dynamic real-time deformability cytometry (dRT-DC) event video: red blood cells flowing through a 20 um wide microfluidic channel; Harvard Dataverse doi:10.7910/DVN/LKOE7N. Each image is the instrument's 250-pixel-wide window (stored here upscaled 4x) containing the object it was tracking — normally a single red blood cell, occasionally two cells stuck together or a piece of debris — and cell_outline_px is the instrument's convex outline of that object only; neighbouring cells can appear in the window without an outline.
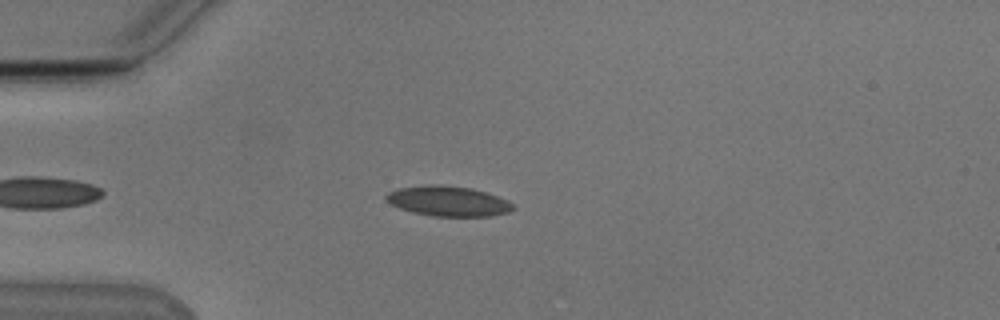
{"species": "Egyptian fruit bat (a non-hibernating species)", "species_latin": "Rousettus aegyptiacus", "temperature_condition": "cold", "stored_images_in_passage": 40, "camera_frame_rate_fps": 3000, "um_per_image_px": 0.085, "animal": {"sex": "male"}, "frame": {"image": 1, "passage_image": 4, "time_ms": 1.0, "image_size_px": [1000, 320], "cell_outline_px": [[516, 208], [508, 212], [492, 216], [432, 216], [412, 212], [400, 208], [384, 200], [384, 196], [388, 192], [400, 188], [428, 184], [440, 184], [472, 188], [508, 200]], "centroid_in_image_um": [38.07, 17.09], "position_along_channel_um": 46.9, "area_um2": 22.31}}
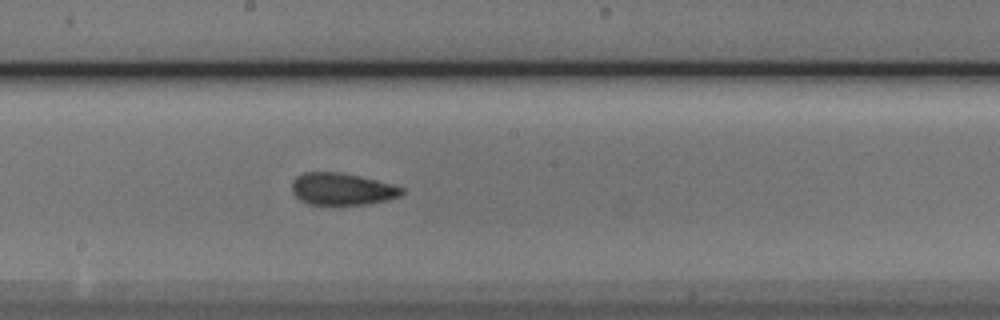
{"frame": {"image": 2, "passage_image": 19, "time_ms": 6.0, "image_size_px": [1000, 320], "cell_outline_px": [[404, 192], [400, 196], [388, 200], [368, 204], [308, 204], [300, 200], [292, 192], [292, 180], [296, 176], [304, 172], [340, 172], [392, 184], [404, 188]], "centroid_in_image_um": [29.06, 16.07], "position_along_channel_um": 219.1, "area_um2": 20.46}}
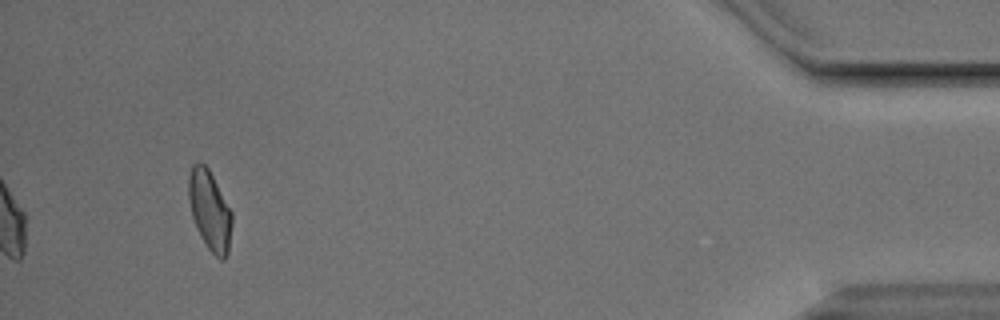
{"frame": {"image": 3, "passage_image": 40, "time_ms": 13.0, "image_size_px": [1000, 320], "cell_outline_px": [[232, 224], [228, 256], [224, 260], [220, 260], [208, 248], [200, 236], [192, 216], [188, 196], [188, 176], [192, 164], [196, 160], [200, 160], [208, 168], [232, 212]], "centroid_in_image_um": [17.82, 17.87], "position_along_channel_um": 417.4, "area_um2": 20.29}, "authors_computed_cell_mechanics": {"area_um2": 20.808, "velocity_mm_per_s": 3.8253, "shape_relaxation_time_tau1_ms": 5.2171, "shape_relaxation_time_tau2_ms": 1.8206, "deformation_change_tau1": 0.127, "deformation_change_tau2": 0.0773}}